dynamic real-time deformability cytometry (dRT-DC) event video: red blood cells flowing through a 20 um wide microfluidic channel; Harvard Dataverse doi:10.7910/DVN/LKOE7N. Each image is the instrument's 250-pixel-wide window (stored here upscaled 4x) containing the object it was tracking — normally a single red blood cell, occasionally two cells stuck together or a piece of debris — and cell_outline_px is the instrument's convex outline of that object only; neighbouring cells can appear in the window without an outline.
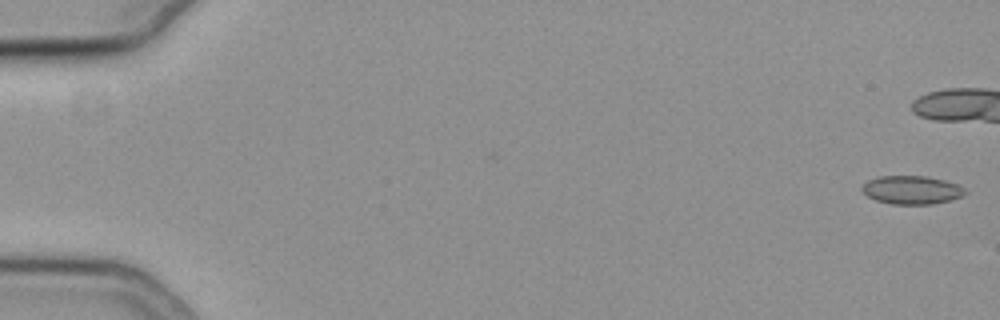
{"species": "common noctule bat (a hibernating species)", "species_latin": "Nyctalus noctula", "temperature_condition": "cold", "stored_images_in_passage": 23, "camera_frame_rate_fps": 3000, "um_per_image_px": 0.085, "animal": {"sex": "female", "body_mass_g": 19.3, "forearm_length_mm": 54.1}, "frame": {"image": 1, "passage_image": 1, "time_ms": 0.0, "image_size_px": [1000, 320], "cell_outline_px": [[968, 192], [960, 196], [948, 200], [932, 204], [892, 204], [876, 200], [868, 196], [860, 188], [868, 180], [880, 176], [928, 176], [944, 180], [956, 184], [964, 188]], "centroid_in_image_um": [77.48, 16.14], "position_along_channel_um": 7.5, "area_um2": 16.88}}